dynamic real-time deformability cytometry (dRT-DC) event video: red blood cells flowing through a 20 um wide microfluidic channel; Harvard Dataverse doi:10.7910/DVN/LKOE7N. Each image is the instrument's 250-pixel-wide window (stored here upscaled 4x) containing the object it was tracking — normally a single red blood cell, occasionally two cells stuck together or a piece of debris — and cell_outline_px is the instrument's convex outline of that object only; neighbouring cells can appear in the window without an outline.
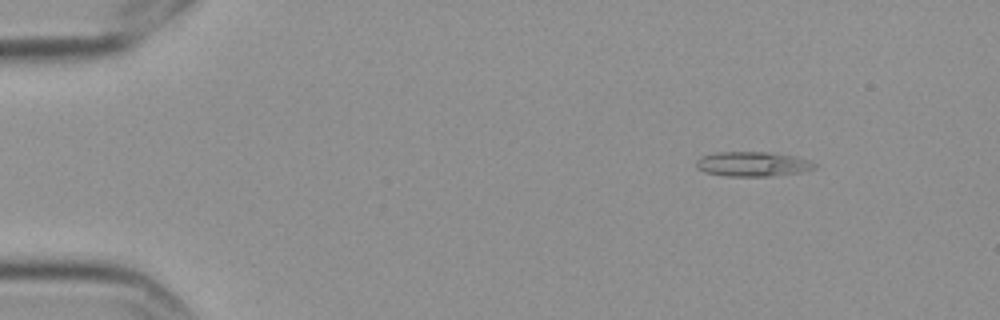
{"species": "Egyptian fruit bat (a non-hibernating species)", "species_latin": "Rousettus aegyptiacus", "temperature_condition": "cold", "stored_images_in_passage": 5, "camera_frame_rate_fps": 3000, "um_per_image_px": 0.085, "frame": {"image": 1, "passage_image": 2, "time_ms": 0.333, "image_size_px": [1000, 320], "cell_outline_px": [[816, 168], [800, 172], [772, 176], [728, 176], [704, 172], [696, 168], [696, 160], [700, 156], [716, 152], [768, 152], [796, 156], [808, 160], [816, 164]], "centroid_in_image_um": [63.95, 13.94], "position_along_channel_um": 21.1, "area_um2": 17.11}}
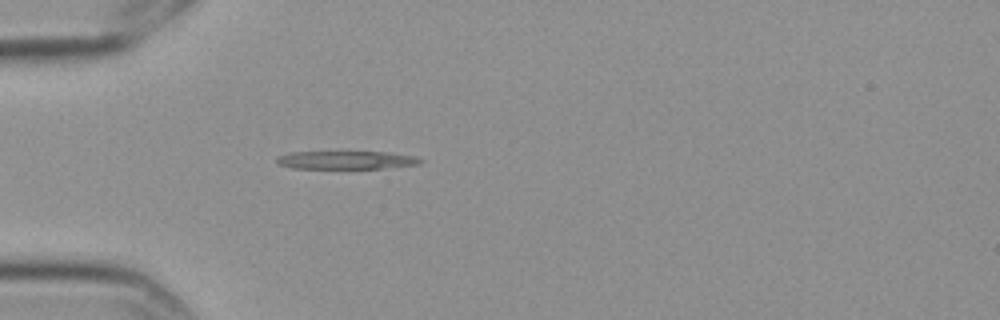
{"frame": {"image": 2, "passage_image": 5, "time_ms": 1.333, "image_size_px": [1000, 320], "cell_outline_px": [[424, 160], [420, 164], [384, 168], [292, 168], [280, 164], [276, 160], [276, 156], [292, 152], [384, 152], [416, 156]], "centroid_in_image_um": [29.45, 13.6], "position_along_channel_um": 55.5, "area_um2": 15.03}}